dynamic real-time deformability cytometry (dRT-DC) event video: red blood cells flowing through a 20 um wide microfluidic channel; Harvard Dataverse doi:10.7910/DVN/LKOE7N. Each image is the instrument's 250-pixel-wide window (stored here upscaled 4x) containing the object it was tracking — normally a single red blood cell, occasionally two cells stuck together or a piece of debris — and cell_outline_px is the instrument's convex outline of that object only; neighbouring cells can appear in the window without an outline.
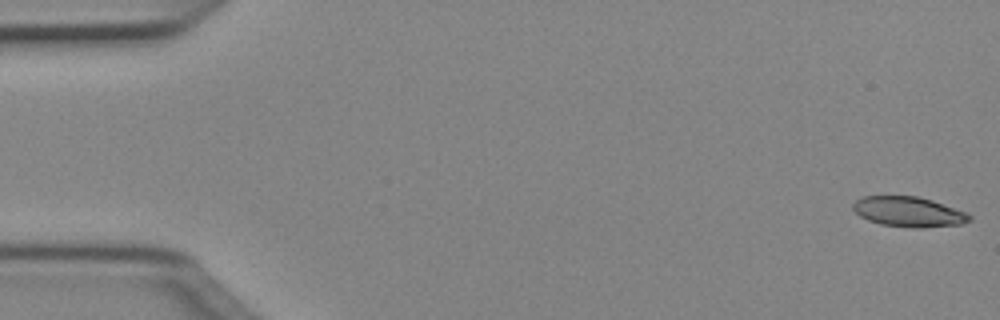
{"species": "Egyptian fruit bat (a non-hibernating species)", "species_latin": "Rousettus aegyptiacus", "temperature_condition": "cold", "stored_images_in_passage": 50, "camera_frame_rate_fps": 3000, "um_per_image_px": 0.085, "animal": {"sex": "female"}, "frame": {"image": 1, "passage_image": 1, "time_ms": 0.0, "image_size_px": [1000, 320], "cell_outline_px": [[972, 220], [960, 224], [924, 228], [912, 228], [880, 224], [868, 220], [860, 216], [852, 208], [852, 204], [856, 200], [864, 196], [916, 196], [932, 200], [964, 212], [972, 216]], "centroid_in_image_um": [77.21, 18.01], "position_along_channel_um": 7.8, "area_um2": 20.35}}
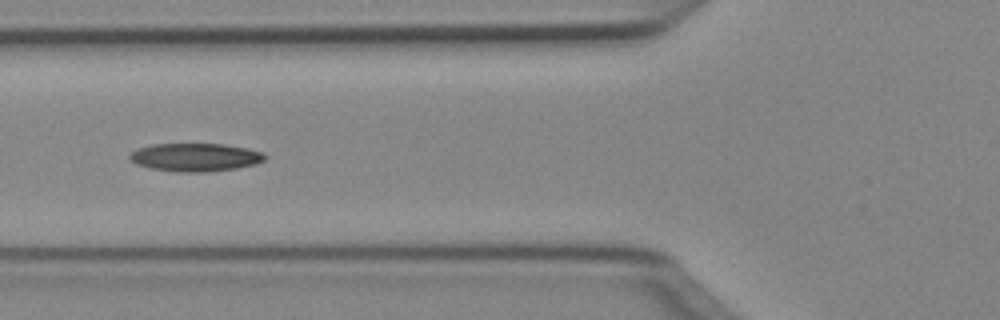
{"frame": {"image": 2, "passage_image": 19, "time_ms": 6.0, "image_size_px": [1000, 320], "cell_outline_px": [[264, 160], [256, 164], [236, 168], [208, 172], [180, 172], [148, 168], [136, 164], [128, 156], [136, 148], [152, 144], [224, 144], [248, 148], [264, 152]], "centroid_in_image_um": [16.59, 13.36], "position_along_channel_um": 109.2, "area_um2": 22.25}}
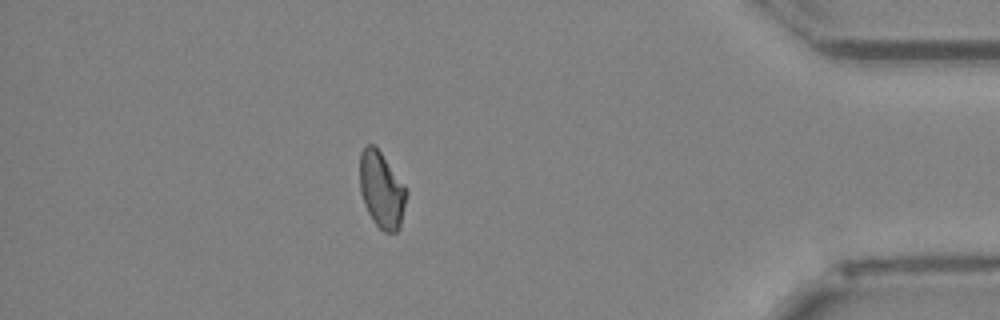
{"frame": {"image": 3, "passage_image": 44, "time_ms": 14.333, "image_size_px": [1000, 320], "cell_outline_px": [[408, 192], [400, 228], [396, 232], [384, 232], [372, 220], [364, 204], [360, 192], [360, 152], [364, 144], [372, 144], [380, 152], [404, 184]], "centroid_in_image_um": [32.43, 16.15], "position_along_channel_um": 402.8, "area_um2": 20.75}, "authors_computed_cell_mechanics": {"area_um2": 21.4438, "velocity_mm_per_s": 4.0346, "shape_relaxation_time_tau1_ms": 9.125, "shape_relaxation_time_tau2_ms": null, "deformation_change_tau1": 0.1767, "deformation_change_tau2": null}}